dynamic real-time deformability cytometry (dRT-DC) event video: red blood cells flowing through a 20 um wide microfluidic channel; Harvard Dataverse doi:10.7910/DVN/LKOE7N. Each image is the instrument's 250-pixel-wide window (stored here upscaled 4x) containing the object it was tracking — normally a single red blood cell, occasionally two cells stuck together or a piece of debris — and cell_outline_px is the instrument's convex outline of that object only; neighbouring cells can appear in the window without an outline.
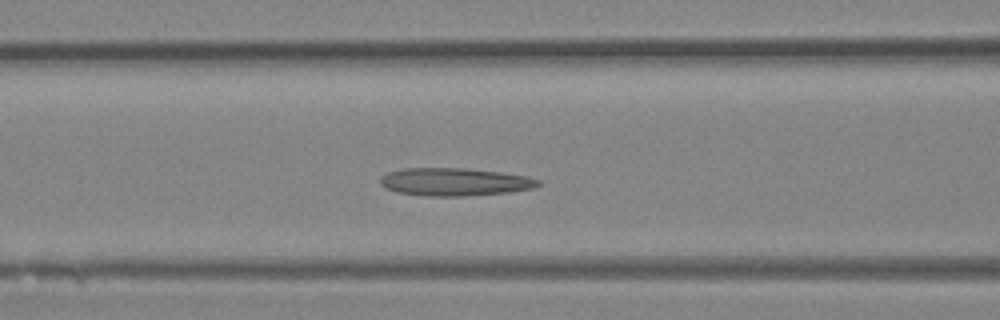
{"species": "Egyptian fruit bat (a non-hibernating species)", "species_latin": "Rousettus aegyptiacus", "temperature_condition": "room temperature", "stored_images_in_passage": 40, "camera_frame_rate_fps": 3000, "um_per_image_px": 0.085, "animal": {"sex": "female"}, "frame": {"image": 1, "passage_image": 15, "time_ms": 4.667, "image_size_px": [1000, 320], "cell_outline_px": [[540, 184], [536, 188], [508, 192], [464, 196], [424, 196], [396, 192], [384, 188], [380, 184], [380, 176], [388, 172], [400, 168], [464, 168], [500, 172], [524, 176], [540, 180]], "centroid_in_image_um": [38.59, 15.46], "position_along_channel_um": 128.0, "area_um2": 25.78}}
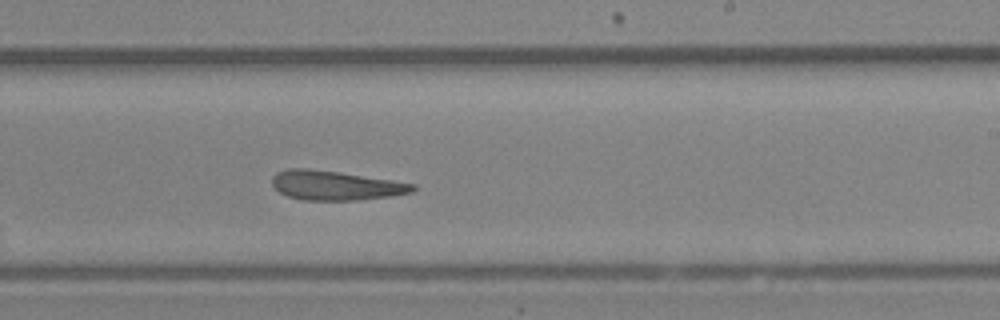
{"frame": {"image": 2, "passage_image": 23, "time_ms": 7.333, "image_size_px": [1000, 320], "cell_outline_px": [[416, 188], [412, 192], [388, 196], [356, 200], [304, 200], [288, 196], [280, 192], [272, 184], [272, 176], [276, 172], [288, 168], [308, 168], [340, 172], [416, 184]], "centroid_in_image_um": [28.48, 15.75], "position_along_channel_um": 260.5, "area_um2": 23.93}}
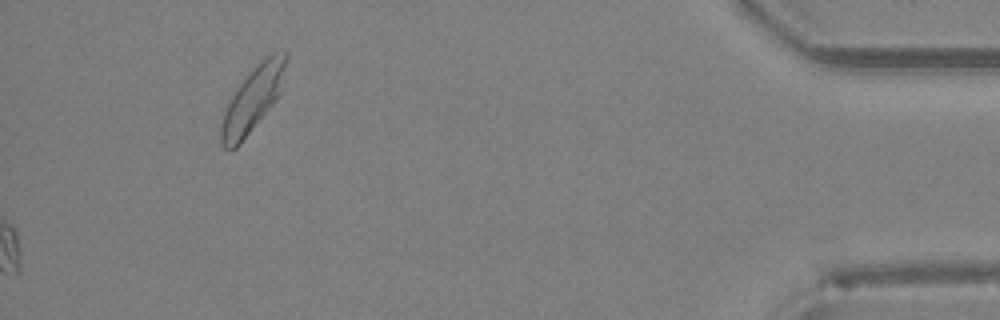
{"frame": {"image": 3, "passage_image": 40, "time_ms": 13.0, "image_size_px": [1000, 320], "cell_outline_px": [[288, 60], [280, 92], [276, 100], [240, 144], [236, 148], [228, 152], [220, 144], [220, 124], [224, 112], [236, 88], [272, 52], [288, 52]], "centroid_in_image_um": [21.47, 8.51], "position_along_channel_um": 413.7, "area_um2": 24.04}}